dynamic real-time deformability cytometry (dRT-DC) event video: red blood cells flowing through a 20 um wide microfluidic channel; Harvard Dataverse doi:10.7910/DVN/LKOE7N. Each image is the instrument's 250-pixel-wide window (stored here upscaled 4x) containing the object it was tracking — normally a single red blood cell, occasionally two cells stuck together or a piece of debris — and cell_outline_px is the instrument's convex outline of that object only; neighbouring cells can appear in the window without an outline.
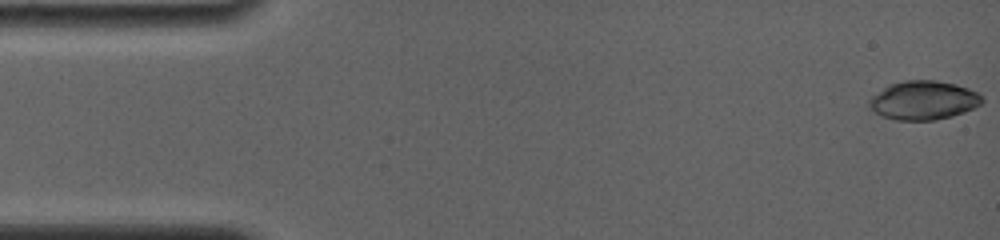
{"species": "common noctule bat (a hibernating species)", "species_latin": "Nyctalus noctula", "temperature_condition": "room temperature", "stored_images_in_passage": 16, "camera_frame_rate_fps": 4000, "um_per_image_px": 0.085, "animal": {"sex": "female", "body_mass_g": 19.0, "forearm_length_mm": 56.7}, "frame": {"image": 1, "passage_image": 1, "time_ms": 0.0, "image_size_px": [1000, 240], "cell_outline_px": [[984, 100], [980, 104], [964, 112], [952, 116], [936, 120], [896, 120], [872, 112], [868, 108], [868, 100], [872, 96], [888, 84], [904, 80], [936, 80], [956, 84], [980, 92]], "centroid_in_image_um": [78.48, 8.52], "position_along_channel_um": 6.5, "area_um2": 25.84}}
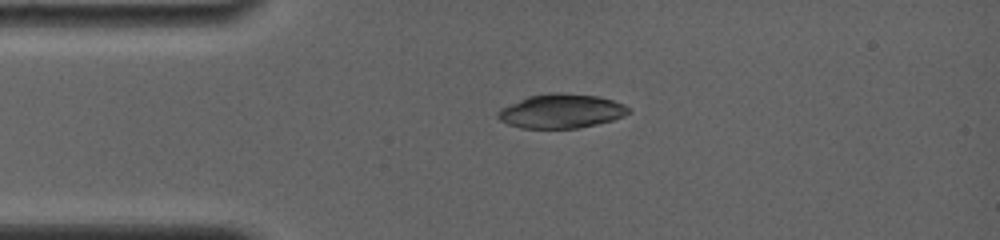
{"frame": {"image": 2, "passage_image": 11, "time_ms": 3.5, "image_size_px": [1000, 240], "cell_outline_px": [[632, 112], [624, 116], [612, 120], [580, 128], [520, 128], [508, 124], [500, 120], [496, 116], [496, 112], [500, 108], [528, 96], [552, 92], [560, 92], [600, 96], [624, 104]], "centroid_in_image_um": [47.69, 9.44], "position_along_channel_um": 37.3, "area_um2": 26.18}}